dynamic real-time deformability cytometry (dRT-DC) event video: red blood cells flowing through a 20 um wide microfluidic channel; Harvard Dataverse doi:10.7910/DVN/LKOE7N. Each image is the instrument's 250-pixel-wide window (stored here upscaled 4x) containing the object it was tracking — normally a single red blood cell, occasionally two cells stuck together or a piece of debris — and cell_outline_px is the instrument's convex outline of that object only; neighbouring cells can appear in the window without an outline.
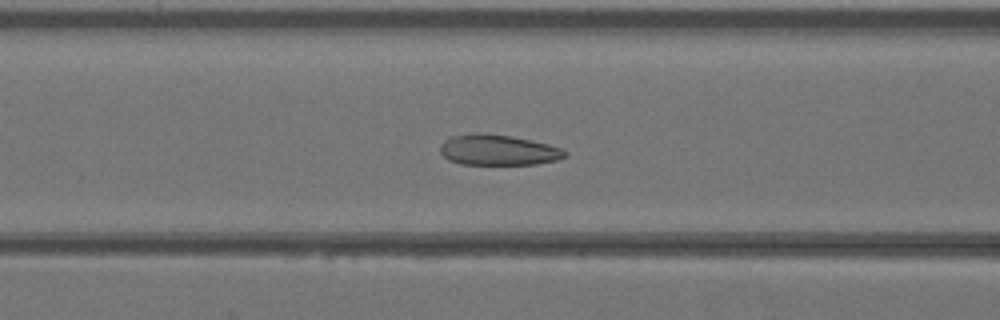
{"species": "Egyptian fruit bat (a non-hibernating species)", "species_latin": "Rousettus aegyptiacus", "temperature_condition": "warm", "stored_images_in_passage": 32, "camera_frame_rate_fps": 3000, "um_per_image_px": 0.085, "animal": {"sex": "female"}, "frame": {"image": 1, "passage_image": 10, "time_ms": 3.0, "image_size_px": [1000, 320], "cell_outline_px": [[568, 156], [556, 160], [536, 164], [460, 164], [448, 160], [440, 152], [440, 144], [448, 136], [472, 132], [480, 132], [512, 136], [548, 144], [560, 148], [568, 152]], "centroid_in_image_um": [42.29, 12.73], "position_along_channel_um": 124.3, "area_um2": 22.54}}
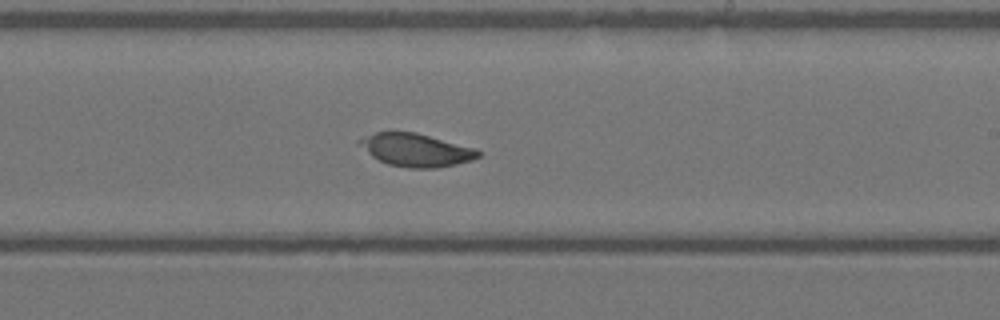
{"frame": {"image": 2, "passage_image": 18, "time_ms": 5.667, "image_size_px": [1000, 320], "cell_outline_px": [[480, 156], [472, 160], [456, 164], [436, 168], [408, 168], [388, 164], [372, 156], [356, 144], [356, 140], [376, 132], [392, 128], [416, 132], [476, 148], [480, 152]], "centroid_in_image_um": [35.3, 12.71], "position_along_channel_um": 253.7, "area_um2": 23.41}}
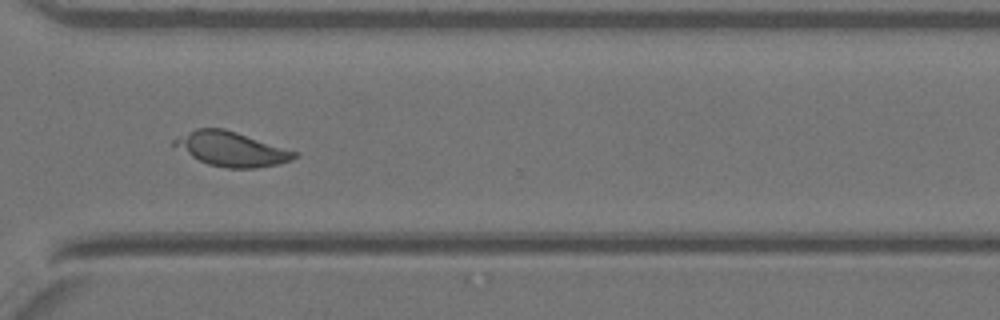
{"frame": {"image": 3, "passage_image": 24, "time_ms": 7.667, "image_size_px": [1000, 320], "cell_outline_px": [[300, 156], [292, 160], [276, 164], [256, 168], [228, 168], [208, 164], [192, 156], [172, 144], [172, 140], [196, 128], [224, 128], [300, 152]], "centroid_in_image_um": [19.74, 12.66], "position_along_channel_um": 350.9, "area_um2": 23.99}}